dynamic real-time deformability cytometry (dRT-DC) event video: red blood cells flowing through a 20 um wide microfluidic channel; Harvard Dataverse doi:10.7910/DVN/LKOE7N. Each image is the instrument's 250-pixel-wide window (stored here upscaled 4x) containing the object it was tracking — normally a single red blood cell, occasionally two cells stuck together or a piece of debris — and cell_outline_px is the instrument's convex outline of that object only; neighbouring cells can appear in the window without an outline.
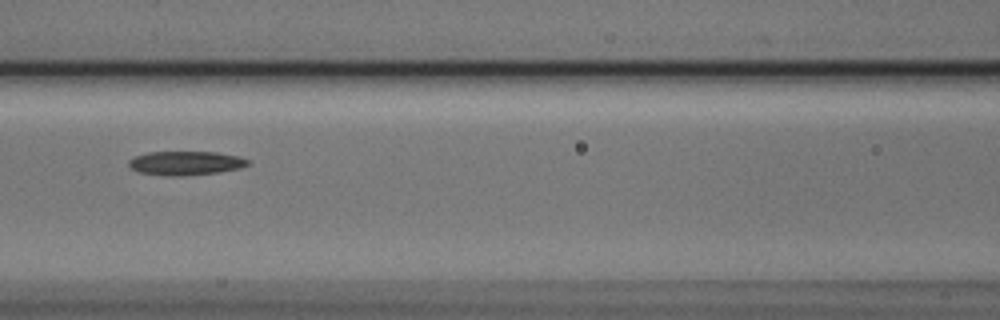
{"species": "Egyptian fruit bat (a non-hibernating species)", "species_latin": "Rousettus aegyptiacus", "temperature_condition": "cold", "stored_images_in_passage": 6, "camera_frame_rate_fps": 3000, "um_per_image_px": 0.085, "animal": {"sex": "male"}, "frame": {"image": 1, "passage_image": 4, "time_ms": 1.0, "image_size_px": [1000, 320], "cell_outline_px": [[252, 164], [240, 168], [220, 172], [180, 176], [168, 176], [140, 172], [132, 168], [128, 164], [128, 160], [136, 156], [148, 152], [216, 152], [240, 156], [252, 160]], "centroid_in_image_um": [15.86, 13.86], "position_along_channel_um": 150.7, "area_um2": 16.76}}
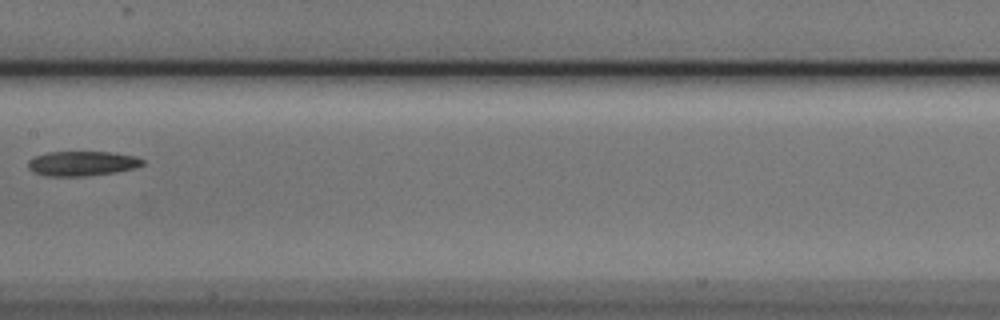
{"frame": {"image": 2, "passage_image": 5, "time_ms": 1.333, "image_size_px": [1000, 320], "cell_outline_px": [[144, 164], [132, 168], [116, 172], [84, 176], [48, 176], [36, 172], [28, 168], [28, 160], [36, 156], [48, 152], [108, 152], [136, 156], [144, 160]], "centroid_in_image_um": [6.98, 13.89], "position_along_channel_um": 200.4, "area_um2": 16.3}}
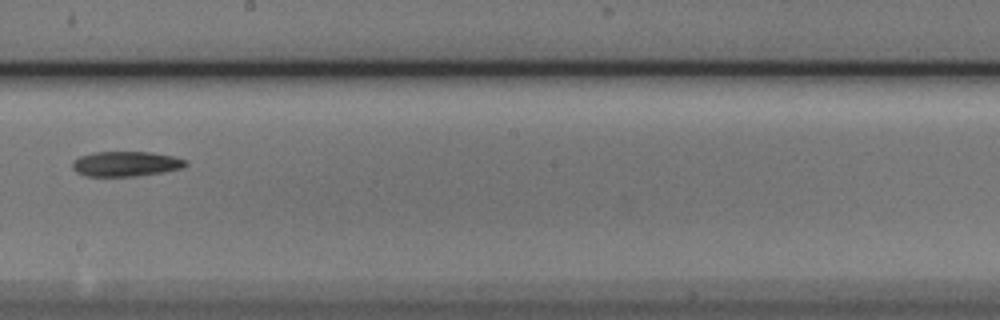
{"frame": {"image": 3, "passage_image": 6, "time_ms": 1.667, "image_size_px": [1000, 320], "cell_outline_px": [[188, 164], [180, 168], [164, 172], [136, 176], [84, 176], [76, 172], [72, 168], [72, 160], [80, 156], [92, 152], [152, 152], [172, 156], [188, 160]], "centroid_in_image_um": [10.67, 13.92], "position_along_channel_um": 237.5, "area_um2": 16.65}}